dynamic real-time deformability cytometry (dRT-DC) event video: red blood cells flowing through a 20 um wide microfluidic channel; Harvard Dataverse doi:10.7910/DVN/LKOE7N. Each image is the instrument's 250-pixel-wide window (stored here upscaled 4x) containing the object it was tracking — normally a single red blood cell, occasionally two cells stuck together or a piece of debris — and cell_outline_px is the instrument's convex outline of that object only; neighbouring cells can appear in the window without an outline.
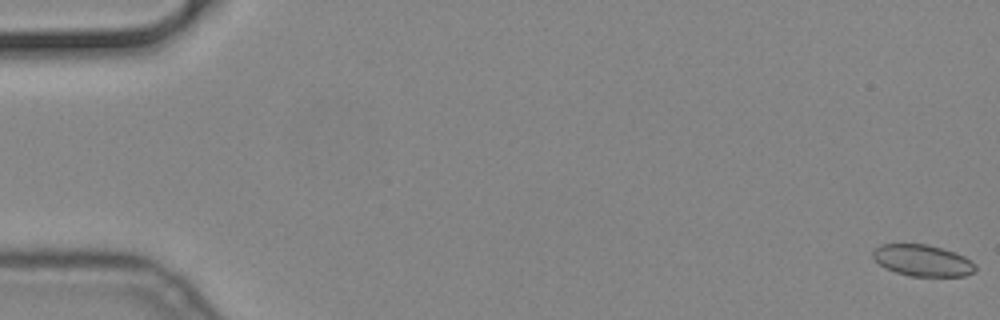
{"species": "common noctule bat (a hibernating species)", "species_latin": "Nyctalus noctula", "temperature_condition": "cold", "stored_images_in_passage": 58, "camera_frame_rate_fps": 3000, "um_per_image_px": 0.085, "animal": {"sex": "male", "body_mass_g": 19.2, "forearm_length_mm": 51.8}, "frame": {"image": 1, "passage_image": 1, "time_ms": 0.0, "image_size_px": [1000, 320], "cell_outline_px": [[976, 268], [972, 272], [964, 276], [912, 276], [896, 272], [880, 264], [872, 256], [872, 252], [880, 244], [924, 244], [940, 248], [964, 256], [972, 260], [976, 264]], "centroid_in_image_um": [78.43, 22.14], "position_along_channel_um": 6.6, "area_um2": 18.5}}
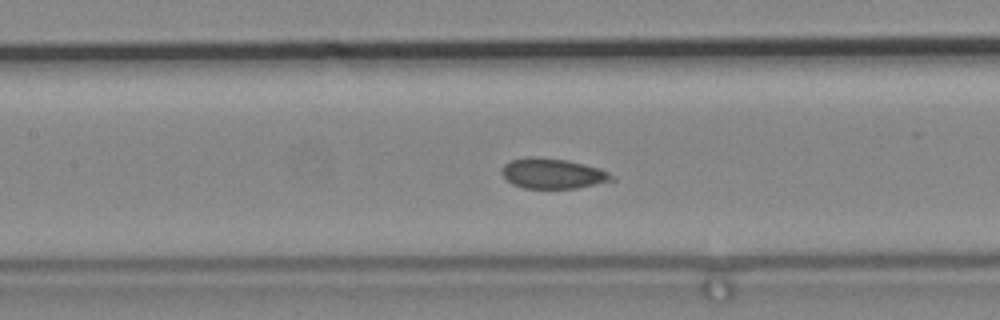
{"frame": {"image": 2, "passage_image": 27, "time_ms": 8.667, "image_size_px": [1000, 320], "cell_outline_px": [[616, 180], [576, 188], [524, 188], [512, 184], [500, 172], [504, 164], [512, 160], [528, 156], [536, 156], [568, 160], [600, 168], [616, 176]], "centroid_in_image_um": [47.0, 14.74], "position_along_channel_um": 160.4, "area_um2": 19.54}}
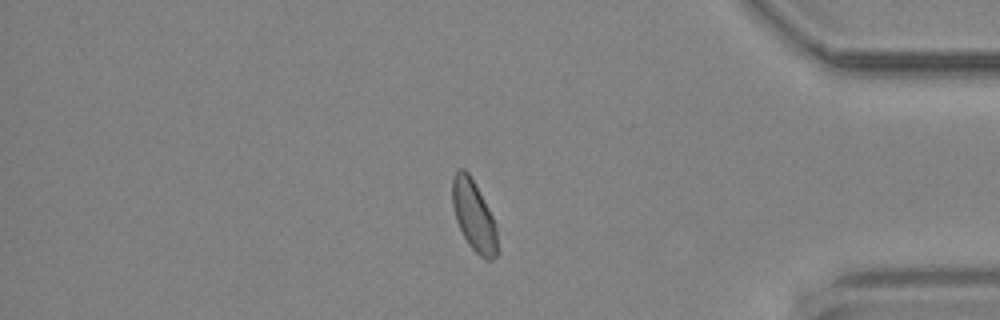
{"frame": {"image": 3, "passage_image": 49, "time_ms": 16.0, "image_size_px": [1000, 320], "cell_outline_px": [[496, 256], [492, 260], [484, 260], [468, 244], [456, 220], [452, 204], [452, 176], [460, 168], [464, 168], [468, 172], [488, 208], [496, 224]], "centroid_in_image_um": [40.25, 18.33], "position_along_channel_um": 394.9, "area_um2": 18.21}}